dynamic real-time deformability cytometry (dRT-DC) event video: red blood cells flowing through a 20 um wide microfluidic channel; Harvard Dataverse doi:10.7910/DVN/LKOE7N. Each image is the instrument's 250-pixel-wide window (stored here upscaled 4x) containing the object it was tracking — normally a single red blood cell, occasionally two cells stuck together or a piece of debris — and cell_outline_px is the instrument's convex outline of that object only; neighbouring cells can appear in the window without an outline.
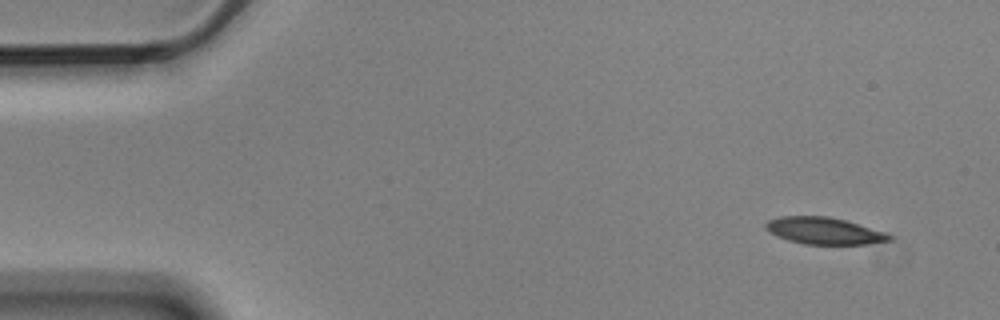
{"species": "Egyptian fruit bat (a non-hibernating species)", "species_latin": "Rousettus aegyptiacus", "temperature_condition": "cold", "stored_images_in_passage": 5, "camera_frame_rate_fps": 3000, "um_per_image_px": 0.085, "animal": {"sex": "male"}, "frame": {"image": 1, "passage_image": 1, "time_ms": 0.0, "image_size_px": [1000, 320], "cell_outline_px": [[892, 240], [864, 244], [804, 244], [788, 240], [776, 236], [768, 232], [764, 228], [764, 224], [768, 220], [780, 216], [828, 216], [844, 220], [884, 232], [892, 236]], "centroid_in_image_um": [69.97, 19.62], "position_along_channel_um": 15.0, "area_um2": 19.25}}
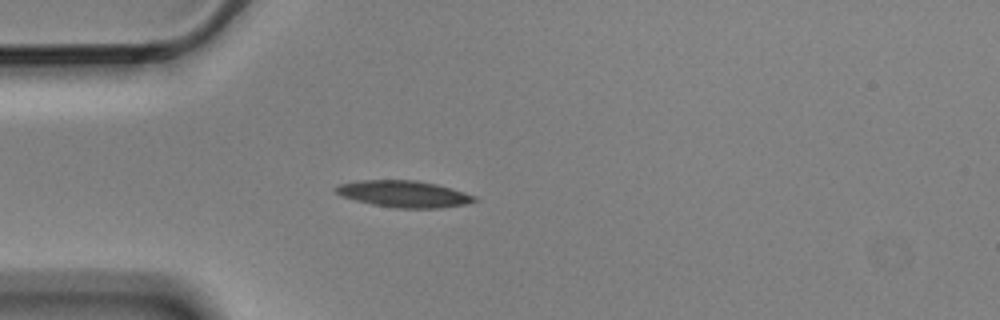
{"frame": {"image": 2, "passage_image": 4, "time_ms": 1.0, "image_size_px": [1000, 320], "cell_outline_px": [[480, 200], [468, 204], [440, 208], [396, 208], [372, 204], [340, 196], [332, 188], [340, 184], [360, 180], [416, 180], [436, 184], [452, 188], [476, 196]], "centroid_in_image_um": [34.36, 16.49], "position_along_channel_um": 50.6, "area_um2": 21.68}}